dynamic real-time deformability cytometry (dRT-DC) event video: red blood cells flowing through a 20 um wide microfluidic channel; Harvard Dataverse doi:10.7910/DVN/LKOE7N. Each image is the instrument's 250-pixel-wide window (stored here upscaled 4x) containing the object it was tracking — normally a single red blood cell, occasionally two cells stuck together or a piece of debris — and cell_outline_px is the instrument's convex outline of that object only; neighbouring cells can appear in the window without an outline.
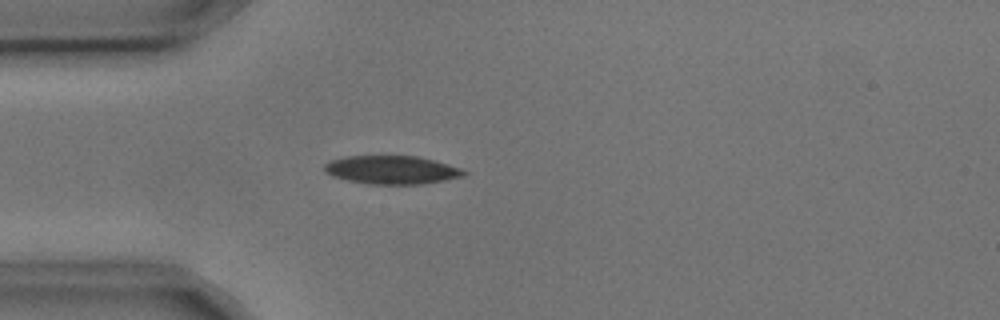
{"species": "common noctule bat (a hibernating species)", "species_latin": "Nyctalus noctula", "temperature_condition": "cold", "stored_images_in_passage": 3, "camera_frame_rate_fps": 3000, "um_per_image_px": 0.085, "animal": {"sex": "male", "body_mass_g": 17.9, "forearm_length_mm": 54.2}, "frame": {"image": 1, "passage_image": 3, "time_ms": 0.667, "image_size_px": [1000, 320], "cell_outline_px": [[468, 172], [464, 176], [424, 184], [368, 184], [348, 180], [332, 176], [324, 172], [324, 164], [332, 160], [344, 156], [416, 156], [432, 160], [460, 168]], "centroid_in_image_um": [33.27, 14.44], "position_along_channel_um": 51.7, "area_um2": 22.95}}